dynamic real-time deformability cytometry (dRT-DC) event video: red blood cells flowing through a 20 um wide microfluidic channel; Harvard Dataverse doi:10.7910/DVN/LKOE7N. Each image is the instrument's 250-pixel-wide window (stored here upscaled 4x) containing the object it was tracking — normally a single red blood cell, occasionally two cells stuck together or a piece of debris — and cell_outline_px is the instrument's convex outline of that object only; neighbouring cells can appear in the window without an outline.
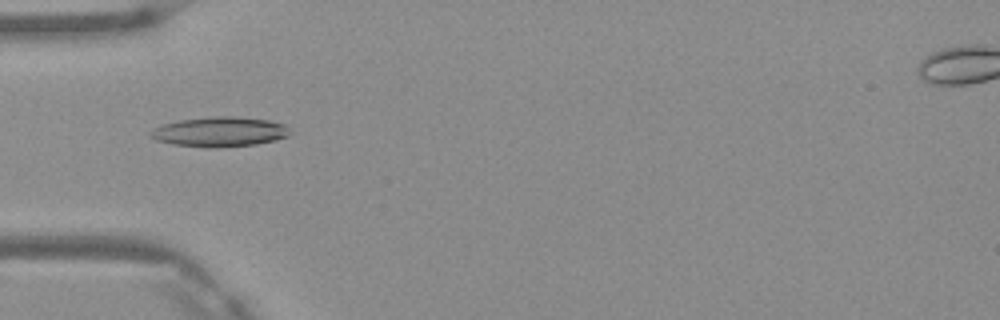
{"species": "Egyptian fruit bat (a non-hibernating species)", "species_latin": "Rousettus aegyptiacus", "temperature_condition": "warm", "stored_images_in_passage": 3, "camera_frame_rate_fps": 3000, "um_per_image_px": 0.085, "frame": {"image": 1, "passage_image": 3, "time_ms": 0.667, "image_size_px": [1000, 320], "cell_outline_px": [[288, 136], [276, 140], [256, 144], [220, 148], [208, 148], [172, 144], [156, 140], [152, 136], [152, 132], [156, 128], [164, 124], [180, 120], [216, 116], [232, 116], [268, 120], [284, 124], [288, 128]], "centroid_in_image_um": [18.71, 11.21], "position_along_channel_um": 66.3, "area_um2": 23.99}}